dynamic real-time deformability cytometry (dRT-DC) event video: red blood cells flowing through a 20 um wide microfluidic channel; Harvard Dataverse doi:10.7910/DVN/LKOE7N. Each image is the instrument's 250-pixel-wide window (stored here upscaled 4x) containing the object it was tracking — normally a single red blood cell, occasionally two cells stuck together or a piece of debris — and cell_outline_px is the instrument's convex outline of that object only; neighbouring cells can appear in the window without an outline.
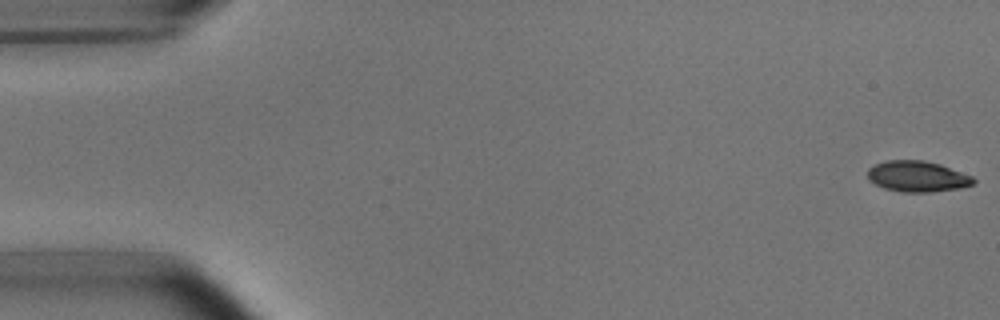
{"species": "common noctule bat (a hibernating species)", "species_latin": "Nyctalus noctula", "temperature_condition": "room temperature", "stored_images_in_passage": 53, "camera_frame_rate_fps": 3000, "um_per_image_px": 0.085, "animal": {"sex": "male", "body_mass_g": 15.6}, "frame": {"image": 1, "passage_image": 1, "time_ms": 0.0, "image_size_px": [1000, 320], "cell_outline_px": [[976, 180], [972, 184], [960, 188], [932, 192], [904, 192], [884, 188], [868, 180], [868, 168], [872, 164], [888, 160], [924, 160], [940, 164], [972, 176]], "centroid_in_image_um": [77.95, 14.99], "position_along_channel_um": 7.0, "area_um2": 19.07}}
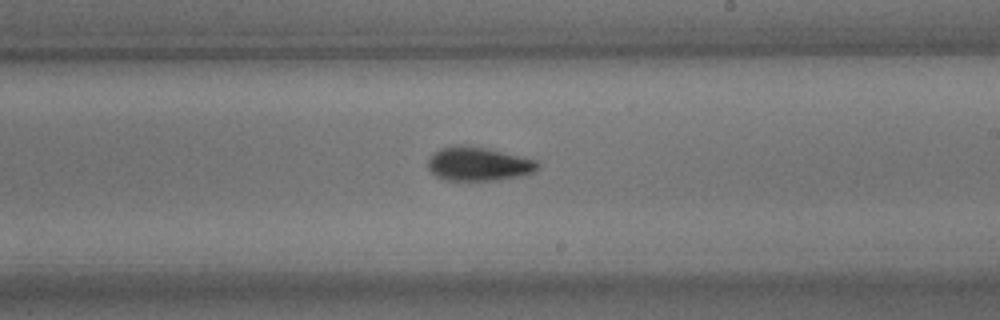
{"frame": {"image": 2, "passage_image": 31, "time_ms": 10.0, "image_size_px": [1000, 320], "cell_outline_px": [[540, 168], [536, 172], [520, 176], [500, 180], [444, 180], [436, 176], [428, 168], [428, 160], [440, 148], [460, 144], [484, 148], [540, 160]], "centroid_in_image_um": [40.73, 13.94], "position_along_channel_um": 248.3, "area_um2": 21.73}}
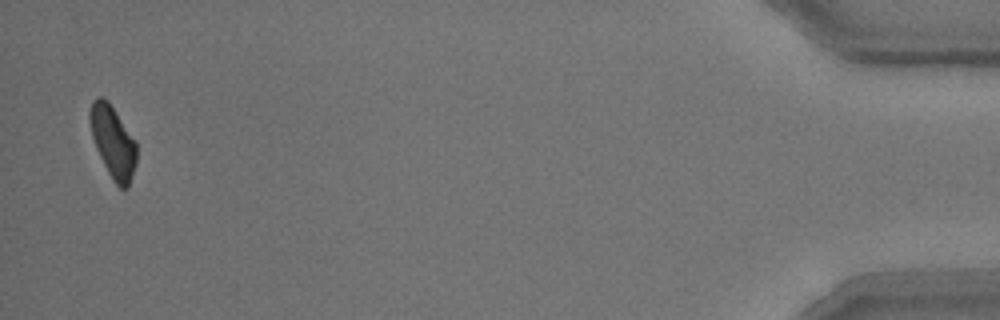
{"frame": {"image": 3, "passage_image": 52, "time_ms": 17.0, "image_size_px": [1000, 320], "cell_outline_px": [[136, 164], [128, 188], [120, 188], [112, 180], [96, 148], [92, 136], [88, 116], [88, 112], [92, 100], [100, 96], [108, 100], [136, 140]], "centroid_in_image_um": [9.59, 12.03], "position_along_channel_um": 425.6, "area_um2": 19.71}, "authors_computed_cell_mechanics": {"area_um2": 20.4612, "velocity_mm_per_s": 3.771, "shape_relaxation_time_tau1_ms": 3.7627, "shape_relaxation_time_tau2_ms": 5.2599, "deformation_change_tau1": 0.1438, "deformation_change_tau2": 0.0963}}